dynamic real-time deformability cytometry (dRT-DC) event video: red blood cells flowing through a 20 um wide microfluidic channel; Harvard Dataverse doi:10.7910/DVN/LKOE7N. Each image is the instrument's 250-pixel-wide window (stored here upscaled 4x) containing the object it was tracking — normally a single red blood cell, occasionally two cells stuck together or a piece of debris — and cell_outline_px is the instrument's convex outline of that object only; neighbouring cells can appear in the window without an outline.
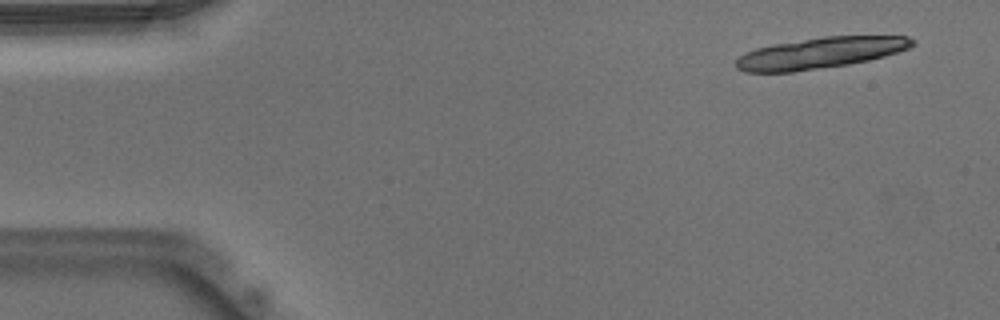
{"species": "Egyptian fruit bat (a non-hibernating species)", "species_latin": "Rousettus aegyptiacus", "temperature_condition": "warm", "stored_images_in_passage": 17, "camera_frame_rate_fps": 3000, "um_per_image_px": 0.085, "animal": {"sex": "male"}, "frame": {"image": 1, "passage_image": 3, "time_ms": 0.667, "image_size_px": [1000, 320], "cell_outline_px": [[916, 44], [908, 48], [884, 56], [868, 60], [848, 64], [792, 72], [744, 72], [736, 68], [736, 60], [744, 52], [756, 48], [772, 44], [824, 36], [908, 36], [916, 40]], "centroid_in_image_um": [69.71, 4.5], "position_along_channel_um": 15.3, "area_um2": 31.91}}